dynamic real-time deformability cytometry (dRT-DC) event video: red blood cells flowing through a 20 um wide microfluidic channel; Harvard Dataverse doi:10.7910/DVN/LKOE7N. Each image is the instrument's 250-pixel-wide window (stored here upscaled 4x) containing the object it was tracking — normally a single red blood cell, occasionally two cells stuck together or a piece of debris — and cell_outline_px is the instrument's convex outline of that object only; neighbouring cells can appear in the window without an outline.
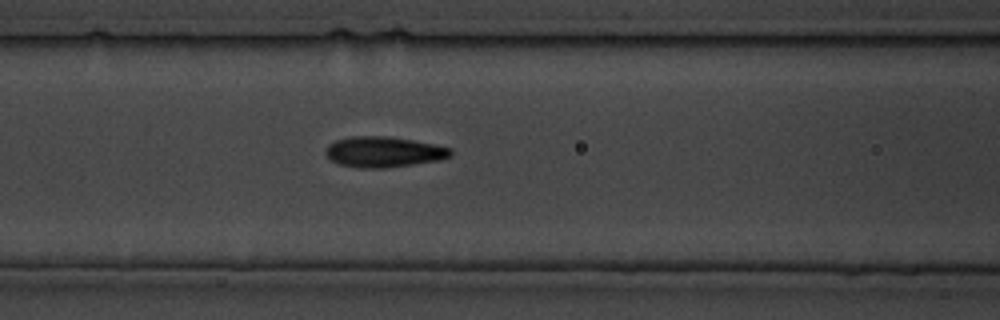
{"species": "common noctule bat (a hibernating species)", "species_latin": "Nyctalus noctula", "temperature_condition": "cold", "stored_images_in_passage": 16, "camera_frame_rate_fps": 3000, "um_per_image_px": 0.085, "animal": {"sex": "male", "body_mass_g": 19.5, "forearm_length_mm": 54.6}, "frame": {"image": 1, "passage_image": 7, "time_ms": 7.667, "image_size_px": [1000, 320], "cell_outline_px": [[452, 156], [440, 160], [384, 168], [360, 168], [340, 164], [332, 160], [324, 152], [328, 144], [336, 140], [352, 136], [388, 136], [436, 144], [452, 148]], "centroid_in_image_um": [32.64, 12.9], "position_along_channel_um": 134.0, "area_um2": 22.31}}
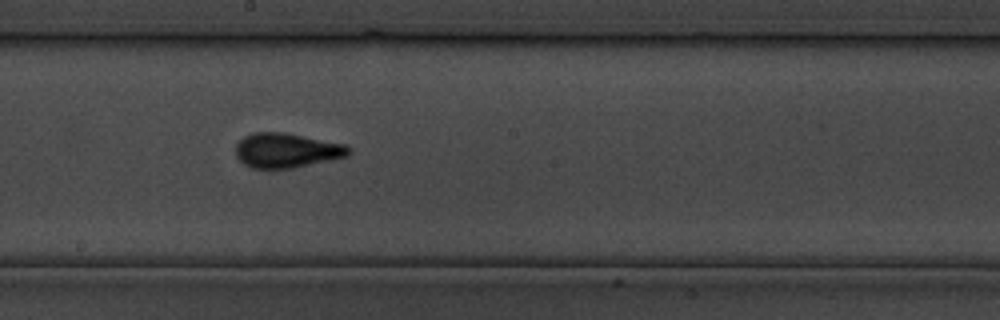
{"frame": {"image": 2, "passage_image": 12, "time_ms": 13.333, "image_size_px": [1000, 320], "cell_outline_px": [[352, 152], [348, 156], [292, 168], [252, 168], [244, 164], [236, 156], [236, 144], [244, 136], [252, 132], [284, 132], [348, 144], [352, 148]], "centroid_in_image_um": [24.4, 12.77], "position_along_channel_um": 223.8, "area_um2": 23.0}}
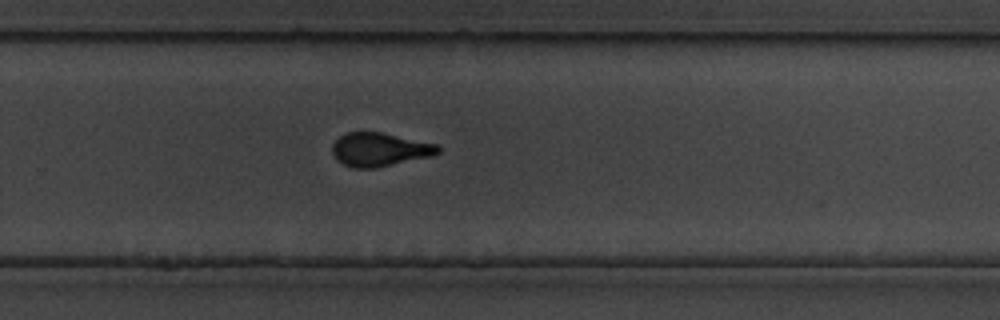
{"frame": {"image": 3, "passage_image": 16, "time_ms": 18.0, "image_size_px": [1000, 320], "cell_outline_px": [[440, 152], [436, 156], [376, 168], [352, 168], [336, 160], [332, 152], [332, 144], [340, 136], [348, 132], [384, 132], [436, 144], [440, 148]], "centroid_in_image_um": [32.3, 12.72], "position_along_channel_um": 297.5, "area_um2": 21.04}}